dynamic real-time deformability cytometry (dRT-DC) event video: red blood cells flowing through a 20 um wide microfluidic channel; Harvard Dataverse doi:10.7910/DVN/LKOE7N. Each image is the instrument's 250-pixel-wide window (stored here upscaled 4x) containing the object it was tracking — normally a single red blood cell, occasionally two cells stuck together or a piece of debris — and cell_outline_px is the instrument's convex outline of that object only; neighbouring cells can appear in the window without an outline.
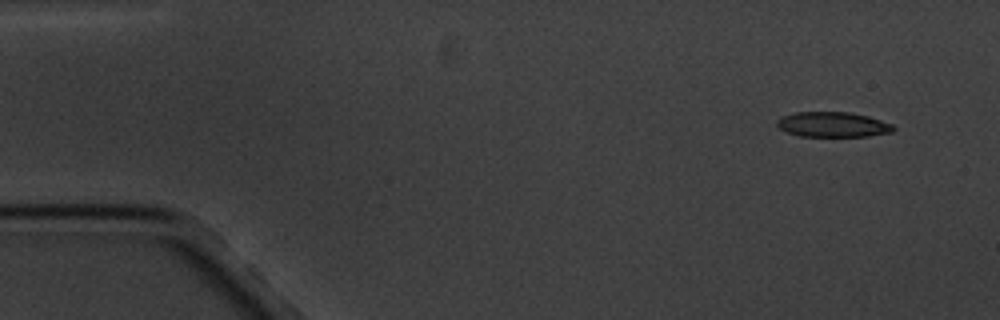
{"species": "common noctule bat (a hibernating species)", "species_latin": "Nyctalus noctula", "temperature_condition": "cold", "stored_images_in_passage": 7, "camera_frame_rate_fps": 3000, "um_per_image_px": 0.085, "animal": {"sex": "male", "body_mass_g": 20.1, "forearm_length_mm": 53.5}, "frame": {"image": 1, "passage_image": 1, "time_ms": 0.0, "image_size_px": [1000, 320], "cell_outline_px": [[896, 128], [892, 132], [868, 136], [800, 136], [788, 132], [780, 128], [776, 124], [776, 120], [784, 116], [796, 112], [848, 112], [868, 116], [892, 124]], "centroid_in_image_um": [70.8, 10.58], "position_along_channel_um": 14.2, "area_um2": 16.88}}
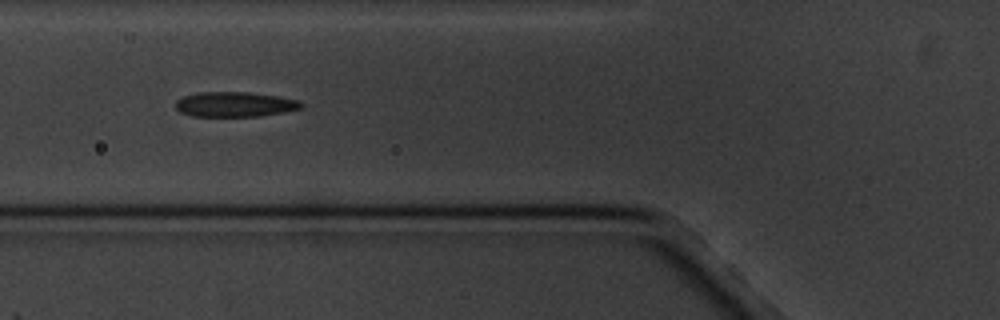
{"frame": {"image": 2, "passage_image": 6, "time_ms": 5.667, "image_size_px": [1000, 320], "cell_outline_px": [[304, 104], [300, 108], [284, 112], [260, 116], [192, 116], [180, 112], [176, 108], [176, 100], [184, 96], [196, 92], [248, 92], [280, 96], [300, 100]], "centroid_in_image_um": [19.97, 8.86], "position_along_channel_um": 105.8, "area_um2": 18.38}}
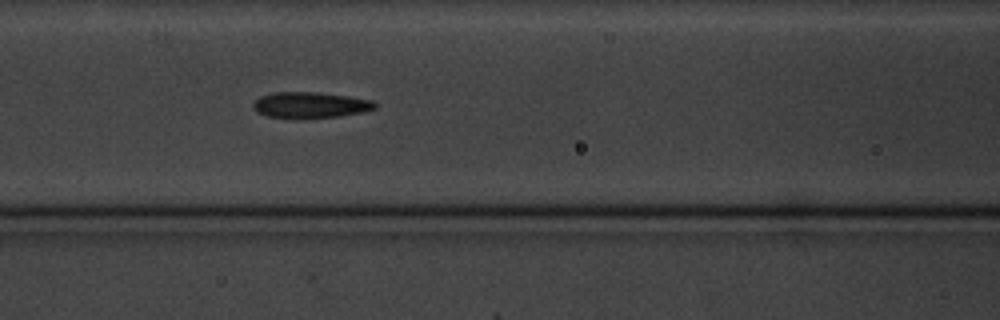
{"frame": {"image": 3, "passage_image": 7, "time_ms": 6.667, "image_size_px": [1000, 320], "cell_outline_px": [[376, 108], [360, 112], [336, 116], [296, 120], [268, 116], [256, 112], [252, 108], [252, 104], [260, 96], [272, 92], [316, 92], [348, 96], [372, 100], [376, 104]], "centroid_in_image_um": [26.29, 8.94], "position_along_channel_um": 140.3, "area_um2": 18.67}}